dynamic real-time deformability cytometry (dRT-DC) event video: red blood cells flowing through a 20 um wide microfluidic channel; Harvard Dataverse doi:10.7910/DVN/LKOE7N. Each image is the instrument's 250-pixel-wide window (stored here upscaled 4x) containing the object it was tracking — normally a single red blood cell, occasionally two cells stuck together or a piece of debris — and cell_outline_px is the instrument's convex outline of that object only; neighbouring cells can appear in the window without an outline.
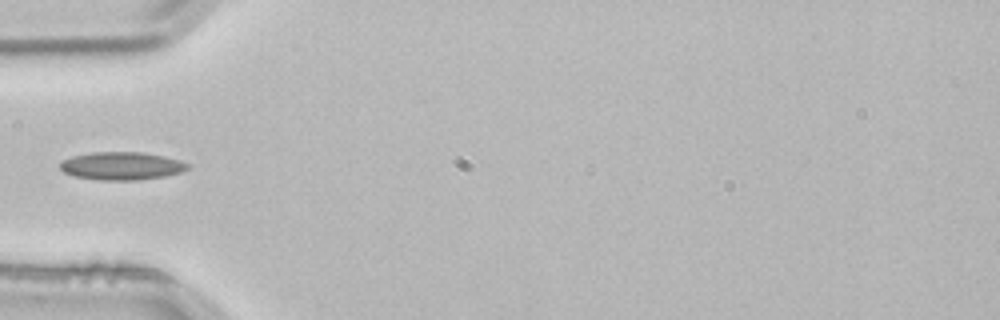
{"species": "common noctule bat (a hibernating species)", "species_latin": "Nyctalus noctula", "temperature_condition": "room temperature", "stored_images_in_passage": 2, "camera_frame_rate_fps": 3000, "um_per_image_px": 0.085, "animal": {"sex": "male", "body_mass_g": 21.5, "forearm_length_mm": 52.0}, "frame": {"image": 1, "passage_image": 2, "time_ms": 0.333, "image_size_px": [1000, 320], "cell_outline_px": [[188, 168], [180, 172], [164, 176], [140, 180], [96, 180], [76, 176], [64, 172], [60, 168], [60, 164], [64, 160], [72, 156], [92, 152], [144, 152], [164, 156], [180, 160], [188, 164]], "centroid_in_image_um": [10.34, 14.1], "position_along_channel_um": 74.7, "area_um2": 20.69}}